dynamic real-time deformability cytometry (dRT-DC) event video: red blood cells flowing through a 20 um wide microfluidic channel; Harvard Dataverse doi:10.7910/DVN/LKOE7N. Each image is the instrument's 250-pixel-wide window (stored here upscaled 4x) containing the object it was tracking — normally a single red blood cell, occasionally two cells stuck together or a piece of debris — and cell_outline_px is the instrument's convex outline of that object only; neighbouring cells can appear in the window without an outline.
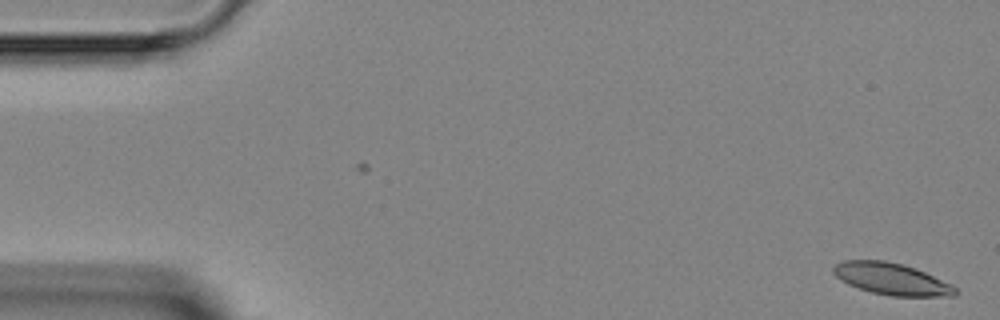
{"species": "Egyptian fruit bat (a non-hibernating species)", "species_latin": "Rousettus aegyptiacus", "temperature_condition": "room temperature", "stored_images_in_passage": 6, "camera_frame_rate_fps": 3000, "um_per_image_px": 0.085, "animal": {"sex": "female"}, "frame": {"image": 1, "passage_image": 1, "time_ms": 0.0, "image_size_px": [1000, 320], "cell_outline_px": [[960, 292], [956, 296], [892, 296], [872, 292], [848, 284], [840, 280], [832, 272], [832, 268], [836, 264], [844, 260], [884, 260], [904, 264], [916, 268], [952, 284]], "centroid_in_image_um": [75.81, 23.7], "position_along_channel_um": 9.2, "area_um2": 22.72}}
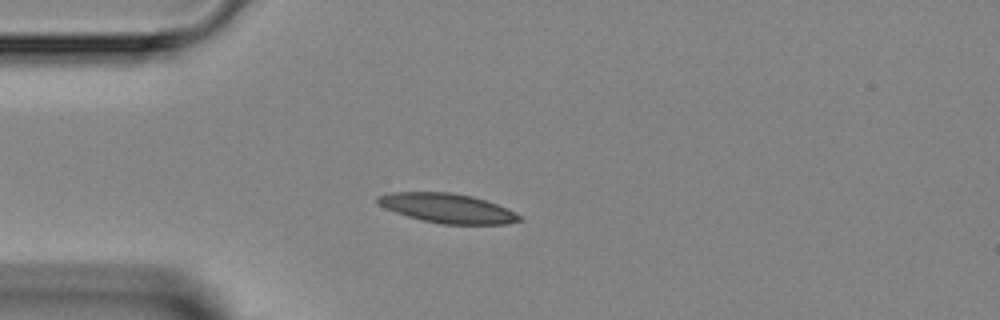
{"frame": {"image": 2, "passage_image": 4, "time_ms": 3.667, "image_size_px": [1000, 320], "cell_outline_px": [[524, 220], [508, 224], [444, 224], [424, 220], [408, 216], [384, 208], [376, 200], [376, 196], [392, 192], [452, 192], [472, 196], [508, 208], [520, 216]], "centroid_in_image_um": [38.05, 17.69], "position_along_channel_um": 47.0, "area_um2": 24.16}}
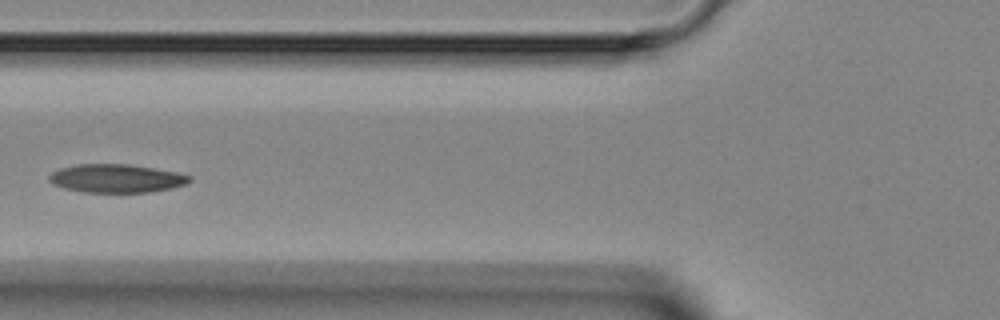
{"frame": {"image": 3, "passage_image": 6, "time_ms": 5.667, "image_size_px": [1000, 320], "cell_outline_px": [[192, 180], [184, 184], [172, 188], [152, 192], [84, 192], [64, 188], [52, 184], [48, 180], [48, 176], [52, 172], [60, 168], [76, 164], [128, 164], [156, 168], [176, 172], [192, 176]], "centroid_in_image_um": [9.88, 15.16], "position_along_channel_um": 115.9, "area_um2": 23.35}}